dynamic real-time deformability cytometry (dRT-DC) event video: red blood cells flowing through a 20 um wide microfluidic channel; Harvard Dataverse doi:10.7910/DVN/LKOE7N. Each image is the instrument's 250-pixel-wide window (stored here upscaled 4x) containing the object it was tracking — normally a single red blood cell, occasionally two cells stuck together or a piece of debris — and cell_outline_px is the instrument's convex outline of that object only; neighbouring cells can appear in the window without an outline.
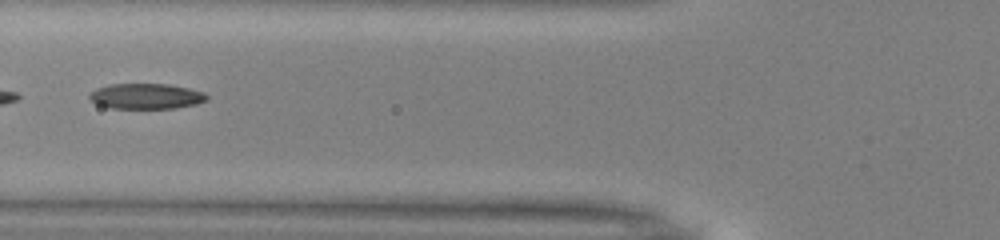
{"species": "common noctule bat (a hibernating species)", "species_latin": "Nyctalus noctula", "temperature_condition": "warm", "stored_images_in_passage": 48, "segment_of_instrument_passage": [2, 2], "camera_frame_rate_fps": 3000, "um_per_image_px": 0.085, "animal": {"sex": "male", "body_mass_g": 13.0, "forearm_length_mm": 53.1}, "frame": {"image": 1, "passage_image": 19, "time_ms": 6.0, "image_size_px": [1000, 240], "cell_outline_px": [[208, 100], [196, 104], [176, 108], [112, 108], [96, 104], [88, 96], [96, 88], [108, 84], [168, 84], [188, 88], [204, 92], [208, 96]], "centroid_in_image_um": [12.44, 8.17], "position_along_channel_um": 113.4, "area_um2": 17.4}}
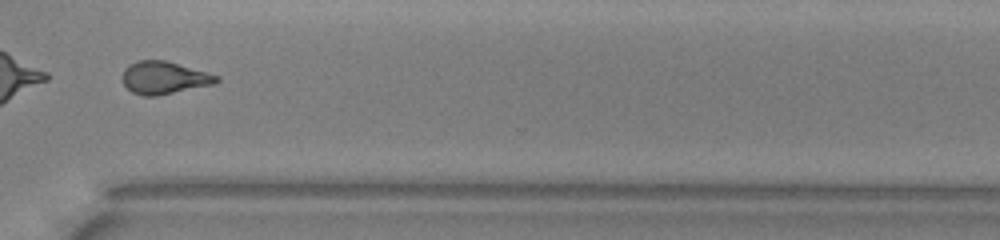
{"frame": {"image": 2, "passage_image": 37, "time_ms": 12.0, "image_size_px": [1000, 240], "cell_outline_px": [[220, 80], [216, 84], [156, 96], [144, 96], [132, 92], [124, 84], [124, 68], [128, 64], [136, 60], [164, 60], [208, 72], [220, 76]], "centroid_in_image_um": [13.99, 6.6], "position_along_channel_um": 356.6, "area_um2": 17.92}}